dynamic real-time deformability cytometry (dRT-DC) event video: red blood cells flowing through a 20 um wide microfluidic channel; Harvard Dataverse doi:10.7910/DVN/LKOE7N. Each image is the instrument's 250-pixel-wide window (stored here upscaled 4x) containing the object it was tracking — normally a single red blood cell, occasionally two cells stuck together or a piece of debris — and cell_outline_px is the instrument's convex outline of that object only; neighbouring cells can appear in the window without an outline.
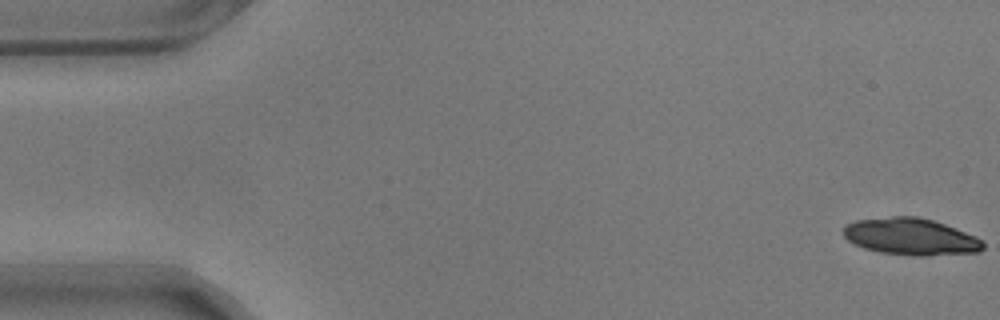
{"species": "common noctule bat (a hibernating species)", "species_latin": "Nyctalus noctula", "temperature_condition": "warm", "stored_images_in_passage": 17, "camera_frame_rate_fps": 3000, "um_per_image_px": 0.085, "animal": {"sex": "male", "body_mass_g": 17.9}, "frame": {"image": 1, "passage_image": 1, "time_ms": 0.0, "image_size_px": [1000, 320], "cell_outline_px": [[984, 248], [980, 252], [928, 256], [916, 256], [880, 252], [864, 248], [848, 240], [844, 236], [844, 228], [848, 224], [856, 220], [892, 216], [916, 216], [932, 220], [944, 224], [976, 236], [984, 244]], "centroid_in_image_um": [77.44, 20.12], "position_along_channel_um": 7.6, "area_um2": 29.88}}